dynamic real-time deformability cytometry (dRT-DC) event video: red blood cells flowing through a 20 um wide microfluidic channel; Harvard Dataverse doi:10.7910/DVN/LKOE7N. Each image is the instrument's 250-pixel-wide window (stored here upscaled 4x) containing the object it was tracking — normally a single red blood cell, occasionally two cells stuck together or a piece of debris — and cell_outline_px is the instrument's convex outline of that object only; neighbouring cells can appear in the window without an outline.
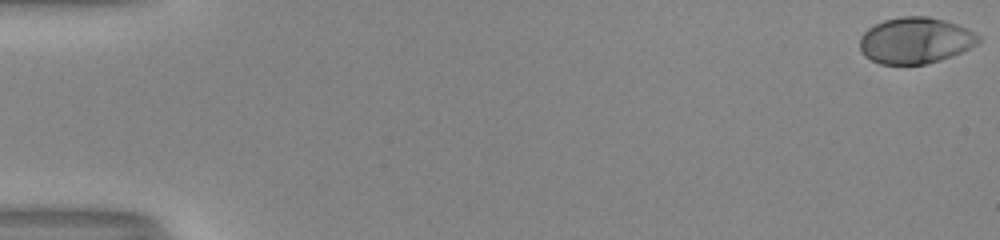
{"species": "human", "species_latin": "Homo sapiens", "temperature_condition": "room temperature", "stored_images_in_passage": 53, "camera_frame_rate_fps": 3000, "um_per_image_px": 0.085, "donor": {"sex": "male"}, "frame": {"image": 1, "passage_image": 1, "time_ms": 0.0, "image_size_px": [1000, 240], "cell_outline_px": [[980, 40], [976, 44], [952, 56], [940, 60], [924, 64], [880, 64], [864, 56], [860, 52], [860, 36], [868, 28], [884, 20], [900, 16], [928, 16], [944, 20], [968, 28], [976, 32], [980, 36]], "centroid_in_image_um": [77.79, 3.43], "position_along_channel_um": 7.2, "area_um2": 32.02}}
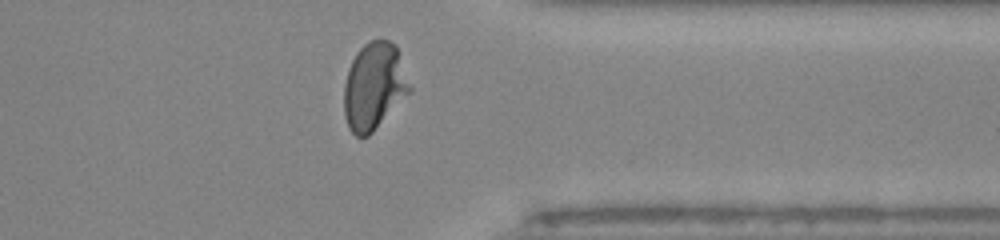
{"frame": {"image": 2, "passage_image": 43, "time_ms": 14.0, "image_size_px": [1000, 240], "cell_outline_px": [[412, 92], [368, 136], [356, 136], [348, 128], [344, 116], [344, 84], [348, 68], [356, 52], [368, 40], [388, 40], [396, 44], [412, 88]], "centroid_in_image_um": [31.8, 7.32], "position_along_channel_um": 379.6, "area_um2": 33.7}}
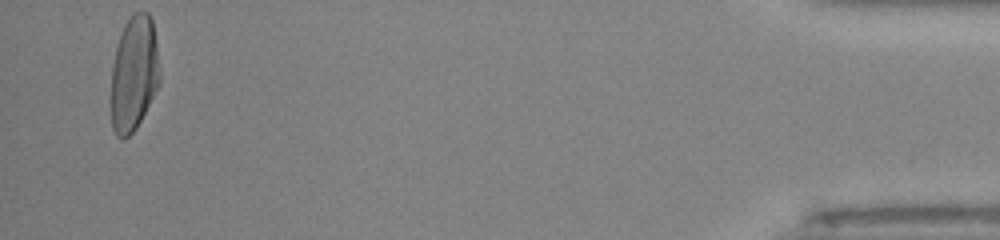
{"frame": {"image": 3, "passage_image": 52, "time_ms": 17.0, "image_size_px": [1000, 240], "cell_outline_px": [[160, 84], [136, 128], [124, 140], [120, 140], [116, 136], [112, 128], [112, 64], [116, 48], [124, 24], [136, 12], [148, 12], [152, 20], [156, 44], [160, 72]], "centroid_in_image_um": [11.39, 6.29], "position_along_channel_um": 423.8, "area_um2": 32.48}, "authors_computed_cell_mechanics": {"area_um2": 31.9056, "velocity_mm_per_s": 4.0532, "shape_relaxation_time_tau1_ms": 4.3809, "shape_relaxation_time_tau2_ms": null, "deformation_change_tau1": 0.2271, "deformation_change_tau2": null}}